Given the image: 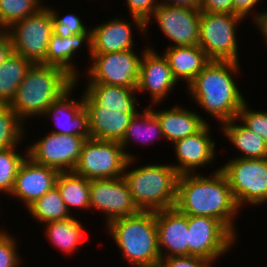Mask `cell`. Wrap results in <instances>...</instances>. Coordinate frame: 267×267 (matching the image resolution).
<instances>
[{
	"label": "cell",
	"instance_id": "obj_28",
	"mask_svg": "<svg viewBox=\"0 0 267 267\" xmlns=\"http://www.w3.org/2000/svg\"><path fill=\"white\" fill-rule=\"evenodd\" d=\"M33 63L12 52L0 66V105H9Z\"/></svg>",
	"mask_w": 267,
	"mask_h": 267
},
{
	"label": "cell",
	"instance_id": "obj_19",
	"mask_svg": "<svg viewBox=\"0 0 267 267\" xmlns=\"http://www.w3.org/2000/svg\"><path fill=\"white\" fill-rule=\"evenodd\" d=\"M206 123L195 134L187 136L174 143V152L178 165H172L179 175L195 174V170L215 160V142L209 136V128Z\"/></svg>",
	"mask_w": 267,
	"mask_h": 267
},
{
	"label": "cell",
	"instance_id": "obj_10",
	"mask_svg": "<svg viewBox=\"0 0 267 267\" xmlns=\"http://www.w3.org/2000/svg\"><path fill=\"white\" fill-rule=\"evenodd\" d=\"M236 237L222 222L206 216H188V256L211 261L225 254Z\"/></svg>",
	"mask_w": 267,
	"mask_h": 267
},
{
	"label": "cell",
	"instance_id": "obj_26",
	"mask_svg": "<svg viewBox=\"0 0 267 267\" xmlns=\"http://www.w3.org/2000/svg\"><path fill=\"white\" fill-rule=\"evenodd\" d=\"M84 92L98 105L113 110H138L136 89L101 83H87Z\"/></svg>",
	"mask_w": 267,
	"mask_h": 267
},
{
	"label": "cell",
	"instance_id": "obj_37",
	"mask_svg": "<svg viewBox=\"0 0 267 267\" xmlns=\"http://www.w3.org/2000/svg\"><path fill=\"white\" fill-rule=\"evenodd\" d=\"M248 109L245 102L238 113V120L261 136L267 143V112Z\"/></svg>",
	"mask_w": 267,
	"mask_h": 267
},
{
	"label": "cell",
	"instance_id": "obj_25",
	"mask_svg": "<svg viewBox=\"0 0 267 267\" xmlns=\"http://www.w3.org/2000/svg\"><path fill=\"white\" fill-rule=\"evenodd\" d=\"M238 118L221 124L224 135L233 143L236 149L241 151L238 158L261 159L267 158V143L257 133L251 131L242 122H236Z\"/></svg>",
	"mask_w": 267,
	"mask_h": 267
},
{
	"label": "cell",
	"instance_id": "obj_6",
	"mask_svg": "<svg viewBox=\"0 0 267 267\" xmlns=\"http://www.w3.org/2000/svg\"><path fill=\"white\" fill-rule=\"evenodd\" d=\"M226 176L233 198L243 204L260 205L267 201V158H232L219 168Z\"/></svg>",
	"mask_w": 267,
	"mask_h": 267
},
{
	"label": "cell",
	"instance_id": "obj_27",
	"mask_svg": "<svg viewBox=\"0 0 267 267\" xmlns=\"http://www.w3.org/2000/svg\"><path fill=\"white\" fill-rule=\"evenodd\" d=\"M164 139L163 132L160 127L158 118L154 115L153 109L146 106L143 112L136 113L131 119L124 137L119 142L124 149V152L128 159H136V157L129 152L125 151L130 140L141 143L152 144L151 141H155L156 138Z\"/></svg>",
	"mask_w": 267,
	"mask_h": 267
},
{
	"label": "cell",
	"instance_id": "obj_40",
	"mask_svg": "<svg viewBox=\"0 0 267 267\" xmlns=\"http://www.w3.org/2000/svg\"><path fill=\"white\" fill-rule=\"evenodd\" d=\"M200 11L233 14V0H201Z\"/></svg>",
	"mask_w": 267,
	"mask_h": 267
},
{
	"label": "cell",
	"instance_id": "obj_30",
	"mask_svg": "<svg viewBox=\"0 0 267 267\" xmlns=\"http://www.w3.org/2000/svg\"><path fill=\"white\" fill-rule=\"evenodd\" d=\"M45 234L49 241L65 253H74L84 237V227L75 217L46 223Z\"/></svg>",
	"mask_w": 267,
	"mask_h": 267
},
{
	"label": "cell",
	"instance_id": "obj_43",
	"mask_svg": "<svg viewBox=\"0 0 267 267\" xmlns=\"http://www.w3.org/2000/svg\"><path fill=\"white\" fill-rule=\"evenodd\" d=\"M159 4L200 9L201 0H162Z\"/></svg>",
	"mask_w": 267,
	"mask_h": 267
},
{
	"label": "cell",
	"instance_id": "obj_16",
	"mask_svg": "<svg viewBox=\"0 0 267 267\" xmlns=\"http://www.w3.org/2000/svg\"><path fill=\"white\" fill-rule=\"evenodd\" d=\"M84 109L88 114L90 138L120 142L126 129L139 110H113L98 106L85 92L82 94Z\"/></svg>",
	"mask_w": 267,
	"mask_h": 267
},
{
	"label": "cell",
	"instance_id": "obj_8",
	"mask_svg": "<svg viewBox=\"0 0 267 267\" xmlns=\"http://www.w3.org/2000/svg\"><path fill=\"white\" fill-rule=\"evenodd\" d=\"M11 40L13 52L33 64H45L50 37L53 33V19L45 6L37 13L12 24L5 30Z\"/></svg>",
	"mask_w": 267,
	"mask_h": 267
},
{
	"label": "cell",
	"instance_id": "obj_44",
	"mask_svg": "<svg viewBox=\"0 0 267 267\" xmlns=\"http://www.w3.org/2000/svg\"><path fill=\"white\" fill-rule=\"evenodd\" d=\"M253 21L255 22L257 29L259 28L261 34H263L265 43L267 42V10L254 15Z\"/></svg>",
	"mask_w": 267,
	"mask_h": 267
},
{
	"label": "cell",
	"instance_id": "obj_42",
	"mask_svg": "<svg viewBox=\"0 0 267 267\" xmlns=\"http://www.w3.org/2000/svg\"><path fill=\"white\" fill-rule=\"evenodd\" d=\"M13 52V46L11 44L9 34L2 30L0 32V66Z\"/></svg>",
	"mask_w": 267,
	"mask_h": 267
},
{
	"label": "cell",
	"instance_id": "obj_20",
	"mask_svg": "<svg viewBox=\"0 0 267 267\" xmlns=\"http://www.w3.org/2000/svg\"><path fill=\"white\" fill-rule=\"evenodd\" d=\"M75 86L76 83L55 100L44 117L48 118L49 115L51 119L53 117V123L58 126V130H52L53 133L82 136L89 139L88 114L84 109L83 97L81 96L79 100L70 97Z\"/></svg>",
	"mask_w": 267,
	"mask_h": 267
},
{
	"label": "cell",
	"instance_id": "obj_22",
	"mask_svg": "<svg viewBox=\"0 0 267 267\" xmlns=\"http://www.w3.org/2000/svg\"><path fill=\"white\" fill-rule=\"evenodd\" d=\"M153 113L158 118L164 138L173 144L195 134L207 123L196 111H189L177 105L168 110H153Z\"/></svg>",
	"mask_w": 267,
	"mask_h": 267
},
{
	"label": "cell",
	"instance_id": "obj_2",
	"mask_svg": "<svg viewBox=\"0 0 267 267\" xmlns=\"http://www.w3.org/2000/svg\"><path fill=\"white\" fill-rule=\"evenodd\" d=\"M239 69L237 62L210 61L187 86L188 95L221 124L237 118L246 102L233 77Z\"/></svg>",
	"mask_w": 267,
	"mask_h": 267
},
{
	"label": "cell",
	"instance_id": "obj_34",
	"mask_svg": "<svg viewBox=\"0 0 267 267\" xmlns=\"http://www.w3.org/2000/svg\"><path fill=\"white\" fill-rule=\"evenodd\" d=\"M16 150V147L0 150V193L6 195L11 193L18 169L27 157V149L25 155Z\"/></svg>",
	"mask_w": 267,
	"mask_h": 267
},
{
	"label": "cell",
	"instance_id": "obj_12",
	"mask_svg": "<svg viewBox=\"0 0 267 267\" xmlns=\"http://www.w3.org/2000/svg\"><path fill=\"white\" fill-rule=\"evenodd\" d=\"M85 137L49 133L27 148V156L39 165L59 172H73L82 151Z\"/></svg>",
	"mask_w": 267,
	"mask_h": 267
},
{
	"label": "cell",
	"instance_id": "obj_23",
	"mask_svg": "<svg viewBox=\"0 0 267 267\" xmlns=\"http://www.w3.org/2000/svg\"><path fill=\"white\" fill-rule=\"evenodd\" d=\"M84 43L89 47L90 58L92 57L91 33H80L70 37H60L52 33L45 57V64L62 68L71 75L77 83L79 80L78 74H80V72L77 71L78 69H76V66H74L71 61L73 60L74 54Z\"/></svg>",
	"mask_w": 267,
	"mask_h": 267
},
{
	"label": "cell",
	"instance_id": "obj_18",
	"mask_svg": "<svg viewBox=\"0 0 267 267\" xmlns=\"http://www.w3.org/2000/svg\"><path fill=\"white\" fill-rule=\"evenodd\" d=\"M155 217L161 258L188 256V215L174 207L155 211Z\"/></svg>",
	"mask_w": 267,
	"mask_h": 267
},
{
	"label": "cell",
	"instance_id": "obj_29",
	"mask_svg": "<svg viewBox=\"0 0 267 267\" xmlns=\"http://www.w3.org/2000/svg\"><path fill=\"white\" fill-rule=\"evenodd\" d=\"M55 186L70 213L71 207L90 209V180L74 172H60Z\"/></svg>",
	"mask_w": 267,
	"mask_h": 267
},
{
	"label": "cell",
	"instance_id": "obj_21",
	"mask_svg": "<svg viewBox=\"0 0 267 267\" xmlns=\"http://www.w3.org/2000/svg\"><path fill=\"white\" fill-rule=\"evenodd\" d=\"M131 23L117 17L91 29V54H107L133 49Z\"/></svg>",
	"mask_w": 267,
	"mask_h": 267
},
{
	"label": "cell",
	"instance_id": "obj_4",
	"mask_svg": "<svg viewBox=\"0 0 267 267\" xmlns=\"http://www.w3.org/2000/svg\"><path fill=\"white\" fill-rule=\"evenodd\" d=\"M111 233L122 257L133 267H152L160 263L155 211L138 213L110 222Z\"/></svg>",
	"mask_w": 267,
	"mask_h": 267
},
{
	"label": "cell",
	"instance_id": "obj_24",
	"mask_svg": "<svg viewBox=\"0 0 267 267\" xmlns=\"http://www.w3.org/2000/svg\"><path fill=\"white\" fill-rule=\"evenodd\" d=\"M177 81L184 79L187 86L210 62L199 46H169L163 53Z\"/></svg>",
	"mask_w": 267,
	"mask_h": 267
},
{
	"label": "cell",
	"instance_id": "obj_5",
	"mask_svg": "<svg viewBox=\"0 0 267 267\" xmlns=\"http://www.w3.org/2000/svg\"><path fill=\"white\" fill-rule=\"evenodd\" d=\"M135 160H128L123 177L137 208L141 211L174 208L179 174L172 164H148L129 171L128 167Z\"/></svg>",
	"mask_w": 267,
	"mask_h": 267
},
{
	"label": "cell",
	"instance_id": "obj_17",
	"mask_svg": "<svg viewBox=\"0 0 267 267\" xmlns=\"http://www.w3.org/2000/svg\"><path fill=\"white\" fill-rule=\"evenodd\" d=\"M59 173L55 168L39 165L27 156L18 169L9 195L24 201L28 208L56 185Z\"/></svg>",
	"mask_w": 267,
	"mask_h": 267
},
{
	"label": "cell",
	"instance_id": "obj_36",
	"mask_svg": "<svg viewBox=\"0 0 267 267\" xmlns=\"http://www.w3.org/2000/svg\"><path fill=\"white\" fill-rule=\"evenodd\" d=\"M126 4L137 29H139L142 34H146L148 31V24L151 21L150 18L157 9L159 2L157 0H126Z\"/></svg>",
	"mask_w": 267,
	"mask_h": 267
},
{
	"label": "cell",
	"instance_id": "obj_32",
	"mask_svg": "<svg viewBox=\"0 0 267 267\" xmlns=\"http://www.w3.org/2000/svg\"><path fill=\"white\" fill-rule=\"evenodd\" d=\"M23 124L25 123L9 105H0V150L18 147L25 136Z\"/></svg>",
	"mask_w": 267,
	"mask_h": 267
},
{
	"label": "cell",
	"instance_id": "obj_1",
	"mask_svg": "<svg viewBox=\"0 0 267 267\" xmlns=\"http://www.w3.org/2000/svg\"><path fill=\"white\" fill-rule=\"evenodd\" d=\"M175 208L188 216H206L222 222L235 236L234 218L239 208L224 173L179 175Z\"/></svg>",
	"mask_w": 267,
	"mask_h": 267
},
{
	"label": "cell",
	"instance_id": "obj_14",
	"mask_svg": "<svg viewBox=\"0 0 267 267\" xmlns=\"http://www.w3.org/2000/svg\"><path fill=\"white\" fill-rule=\"evenodd\" d=\"M200 15V9L159 4L152 16L176 47L199 44Z\"/></svg>",
	"mask_w": 267,
	"mask_h": 267
},
{
	"label": "cell",
	"instance_id": "obj_3",
	"mask_svg": "<svg viewBox=\"0 0 267 267\" xmlns=\"http://www.w3.org/2000/svg\"><path fill=\"white\" fill-rule=\"evenodd\" d=\"M75 83L76 80L60 67L32 64L9 106L23 122L44 116L50 105Z\"/></svg>",
	"mask_w": 267,
	"mask_h": 267
},
{
	"label": "cell",
	"instance_id": "obj_39",
	"mask_svg": "<svg viewBox=\"0 0 267 267\" xmlns=\"http://www.w3.org/2000/svg\"><path fill=\"white\" fill-rule=\"evenodd\" d=\"M212 262L197 256H172L161 258V267H212Z\"/></svg>",
	"mask_w": 267,
	"mask_h": 267
},
{
	"label": "cell",
	"instance_id": "obj_38",
	"mask_svg": "<svg viewBox=\"0 0 267 267\" xmlns=\"http://www.w3.org/2000/svg\"><path fill=\"white\" fill-rule=\"evenodd\" d=\"M15 239L6 231L0 230V267L20 266V257Z\"/></svg>",
	"mask_w": 267,
	"mask_h": 267
},
{
	"label": "cell",
	"instance_id": "obj_9",
	"mask_svg": "<svg viewBox=\"0 0 267 267\" xmlns=\"http://www.w3.org/2000/svg\"><path fill=\"white\" fill-rule=\"evenodd\" d=\"M128 160L118 141L89 138L83 144L73 172L88 180L120 178Z\"/></svg>",
	"mask_w": 267,
	"mask_h": 267
},
{
	"label": "cell",
	"instance_id": "obj_11",
	"mask_svg": "<svg viewBox=\"0 0 267 267\" xmlns=\"http://www.w3.org/2000/svg\"><path fill=\"white\" fill-rule=\"evenodd\" d=\"M88 83H101L137 89L142 59L133 49L107 54H91Z\"/></svg>",
	"mask_w": 267,
	"mask_h": 267
},
{
	"label": "cell",
	"instance_id": "obj_41",
	"mask_svg": "<svg viewBox=\"0 0 267 267\" xmlns=\"http://www.w3.org/2000/svg\"><path fill=\"white\" fill-rule=\"evenodd\" d=\"M260 0H233V14H237L244 19L246 15L254 9V6L259 3Z\"/></svg>",
	"mask_w": 267,
	"mask_h": 267
},
{
	"label": "cell",
	"instance_id": "obj_35",
	"mask_svg": "<svg viewBox=\"0 0 267 267\" xmlns=\"http://www.w3.org/2000/svg\"><path fill=\"white\" fill-rule=\"evenodd\" d=\"M53 19V33L60 37H70L80 33H91L82 23V20L75 14H66L62 18L59 17L56 10L46 6Z\"/></svg>",
	"mask_w": 267,
	"mask_h": 267
},
{
	"label": "cell",
	"instance_id": "obj_7",
	"mask_svg": "<svg viewBox=\"0 0 267 267\" xmlns=\"http://www.w3.org/2000/svg\"><path fill=\"white\" fill-rule=\"evenodd\" d=\"M243 17L231 13L200 15L199 46L210 61H238L236 27Z\"/></svg>",
	"mask_w": 267,
	"mask_h": 267
},
{
	"label": "cell",
	"instance_id": "obj_33",
	"mask_svg": "<svg viewBox=\"0 0 267 267\" xmlns=\"http://www.w3.org/2000/svg\"><path fill=\"white\" fill-rule=\"evenodd\" d=\"M41 0H0V29L6 30L12 24L37 13L45 5Z\"/></svg>",
	"mask_w": 267,
	"mask_h": 267
},
{
	"label": "cell",
	"instance_id": "obj_15",
	"mask_svg": "<svg viewBox=\"0 0 267 267\" xmlns=\"http://www.w3.org/2000/svg\"><path fill=\"white\" fill-rule=\"evenodd\" d=\"M176 83L177 80L173 76L164 55L158 54L150 46L145 48L142 52L139 81L136 90L138 92H149L150 99L152 100L149 107H155L157 103L160 104L161 101L165 100L168 96L167 94L172 91Z\"/></svg>",
	"mask_w": 267,
	"mask_h": 267
},
{
	"label": "cell",
	"instance_id": "obj_13",
	"mask_svg": "<svg viewBox=\"0 0 267 267\" xmlns=\"http://www.w3.org/2000/svg\"><path fill=\"white\" fill-rule=\"evenodd\" d=\"M90 208L104 212L106 226L113 220L131 216L140 211L133 202L123 176L90 180Z\"/></svg>",
	"mask_w": 267,
	"mask_h": 267
},
{
	"label": "cell",
	"instance_id": "obj_31",
	"mask_svg": "<svg viewBox=\"0 0 267 267\" xmlns=\"http://www.w3.org/2000/svg\"><path fill=\"white\" fill-rule=\"evenodd\" d=\"M27 209L32 217L34 216V219L44 224L72 217V213L67 210L56 186L36 200Z\"/></svg>",
	"mask_w": 267,
	"mask_h": 267
}]
</instances>
